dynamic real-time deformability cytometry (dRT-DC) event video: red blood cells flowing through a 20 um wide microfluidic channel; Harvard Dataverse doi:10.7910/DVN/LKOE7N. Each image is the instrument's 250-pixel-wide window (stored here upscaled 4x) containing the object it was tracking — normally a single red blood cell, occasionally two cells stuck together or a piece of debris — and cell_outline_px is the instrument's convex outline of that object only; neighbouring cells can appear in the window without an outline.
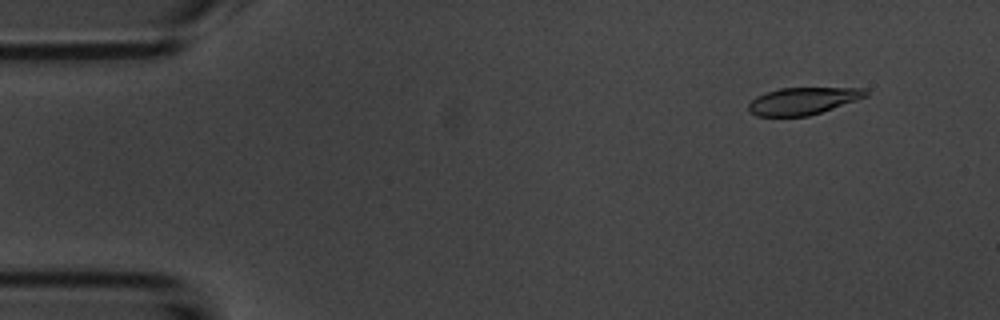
{"species": "common noctule bat (a hibernating species)", "species_latin": "Nyctalus noctula", "temperature_condition": "room temperature", "stored_images_in_passage": 54, "camera_frame_rate_fps": 3000, "um_per_image_px": 0.085, "animal": {"sex": "male", "body_mass_g": 20.1, "forearm_length_mm": 53.5}, "frame": {"image": 1, "passage_image": 5, "time_ms": 1.333, "image_size_px": [1000, 320], "cell_outline_px": [[868, 96], [808, 116], [756, 116], [748, 112], [748, 104], [756, 96], [780, 88], [868, 88]], "centroid_in_image_um": [68.23, 8.58], "position_along_channel_um": 16.8, "area_um2": 18.44}}
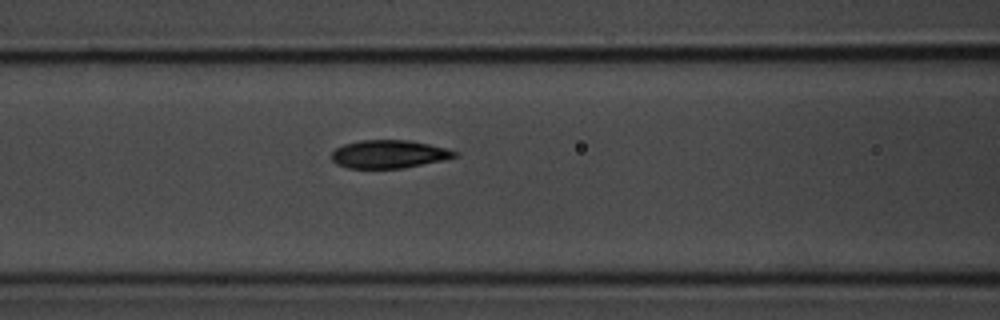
{"frame": {"image": 2, "passage_image": 22, "time_ms": 7.0, "image_size_px": [1000, 320], "cell_outline_px": [[460, 152], [456, 156], [444, 160], [404, 168], [348, 168], [336, 164], [332, 160], [332, 152], [336, 148], [344, 144], [360, 140], [408, 140], [428, 144]], "centroid_in_image_um": [33.05, 13.1], "position_along_channel_um": 133.6, "area_um2": 20.11}}
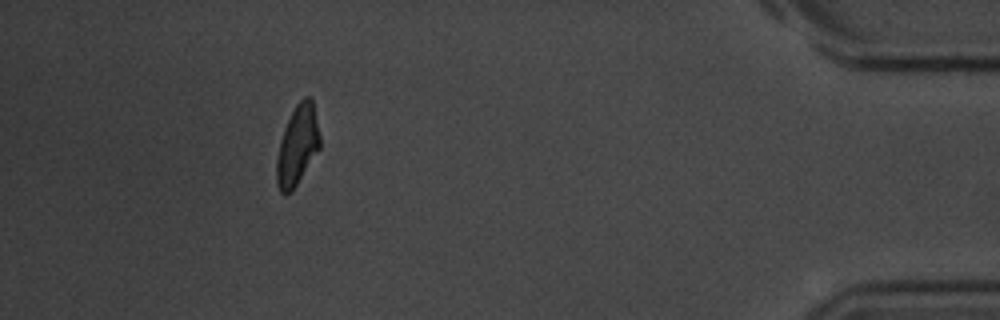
{"frame": {"image": 3, "passage_image": 49, "time_ms": 16.0, "image_size_px": [1000, 320], "cell_outline_px": [[320, 148], [292, 192], [284, 196], [280, 192], [276, 184], [276, 160], [280, 140], [284, 128], [296, 104], [304, 96], [308, 96], [312, 100], [320, 136]], "centroid_in_image_um": [25.26, 12.41], "position_along_channel_um": 409.9, "area_um2": 20.17}, "authors_computed_cell_mechanics": {"area_um2": 20.4323, "velocity_mm_per_s": 3.7113, "shape_relaxation_time_tau1_ms": 2.5447, "shape_relaxation_time_tau2_ms": 2.1858, "deformation_change_tau1": 0.154, "deformation_change_tau2": 0.0684}}